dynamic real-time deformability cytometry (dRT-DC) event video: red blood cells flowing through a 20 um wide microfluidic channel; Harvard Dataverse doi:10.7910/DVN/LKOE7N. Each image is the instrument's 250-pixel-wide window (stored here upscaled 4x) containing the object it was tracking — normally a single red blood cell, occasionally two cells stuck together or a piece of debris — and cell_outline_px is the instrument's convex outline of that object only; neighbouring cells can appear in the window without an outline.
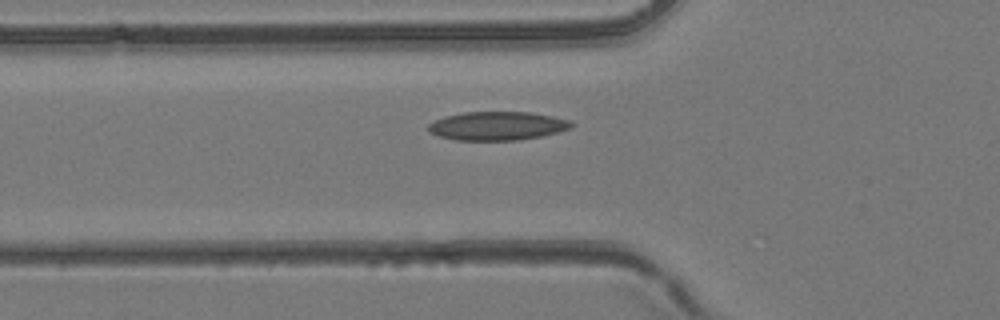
{"species": "common noctule bat (a hibernating species)", "species_latin": "Nyctalus noctula", "temperature_condition": "room temperature", "stored_images_in_passage": 42, "camera_frame_rate_fps": 3000, "um_per_image_px": 0.085, "animal": {"sex": "female", "body_mass_g": 24.6, "forearm_length_mm": 56.2}, "frame": {"image": 1, "passage_image": 14, "time_ms": 4.333, "image_size_px": [1000, 320], "cell_outline_px": [[576, 124], [572, 128], [540, 136], [520, 140], [456, 140], [440, 136], [428, 132], [428, 124], [444, 116], [464, 112], [532, 112], [552, 116], [568, 120]], "centroid_in_image_um": [42.27, 10.7], "position_along_channel_um": 83.5, "area_um2": 23.87}}
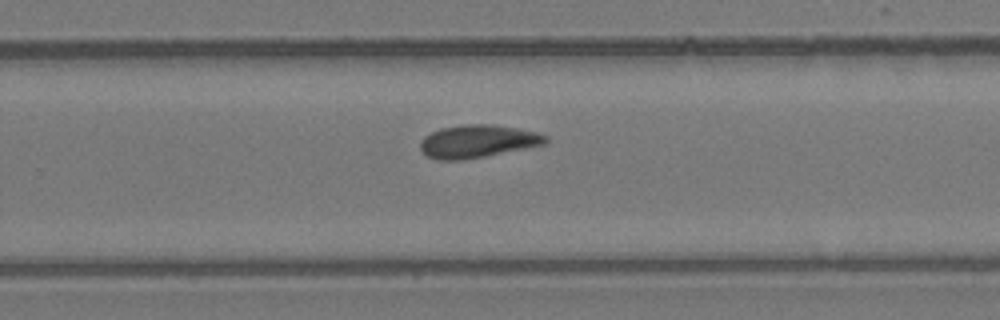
{"frame": {"image": 2, "passage_image": 27, "time_ms": 8.667, "image_size_px": [1000, 320], "cell_outline_px": [[548, 144], [484, 156], [460, 160], [436, 160], [428, 156], [420, 148], [420, 140], [424, 136], [440, 128], [464, 124], [488, 124], [516, 128], [536, 132], [548, 136]], "centroid_in_image_um": [40.6, 12.01], "position_along_channel_um": 289.2, "area_um2": 23.93}}
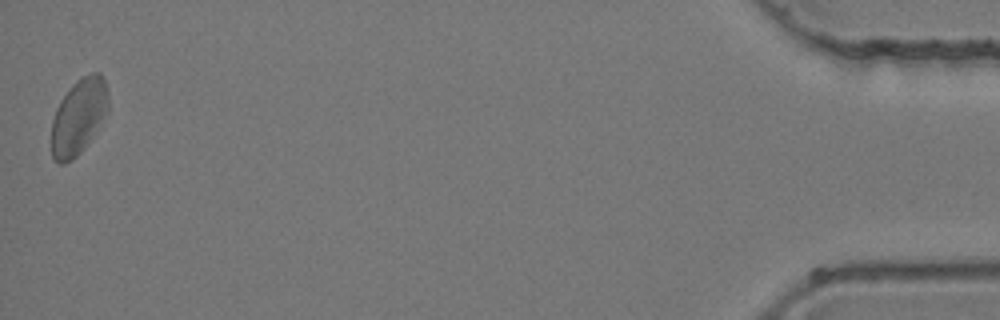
{"frame": {"image": 3, "passage_image": 42, "time_ms": 13.667, "image_size_px": [1000, 320], "cell_outline_px": [[108, 108], [88, 140], [80, 152], [72, 160], [64, 164], [60, 164], [52, 156], [52, 120], [56, 108], [60, 100], [72, 84], [76, 80], [92, 72], [100, 72], [104, 76], [108, 100]], "centroid_in_image_um": [6.65, 9.87], "position_along_channel_um": 428.5, "area_um2": 24.45}}